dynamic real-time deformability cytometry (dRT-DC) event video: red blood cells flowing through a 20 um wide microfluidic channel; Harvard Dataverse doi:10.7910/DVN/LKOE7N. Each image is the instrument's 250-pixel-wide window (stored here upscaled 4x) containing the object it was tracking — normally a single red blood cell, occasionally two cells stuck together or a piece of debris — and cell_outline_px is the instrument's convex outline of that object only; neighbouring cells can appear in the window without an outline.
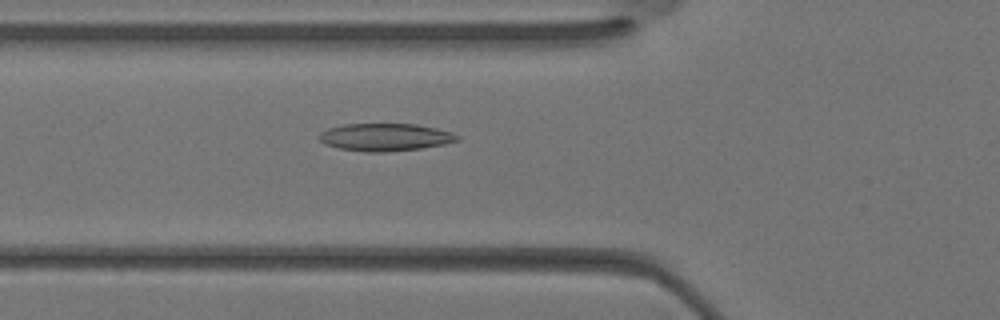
{"species": "Egyptian fruit bat (a non-hibernating species)", "species_latin": "Rousettus aegyptiacus", "temperature_condition": "warm", "stored_images_in_passage": 31, "camera_frame_rate_fps": 3000, "um_per_image_px": 0.085, "animal": {"sex": "female"}, "frame": {"image": 1, "passage_image": 10, "time_ms": 3.0, "image_size_px": [1000, 320], "cell_outline_px": [[460, 140], [444, 144], [420, 148], [384, 152], [364, 152], [340, 148], [324, 144], [316, 136], [320, 132], [328, 128], [344, 124], [416, 124], [436, 128], [452, 132], [460, 136]], "centroid_in_image_um": [32.72, 11.65], "position_along_channel_um": 93.1, "area_um2": 22.25}}
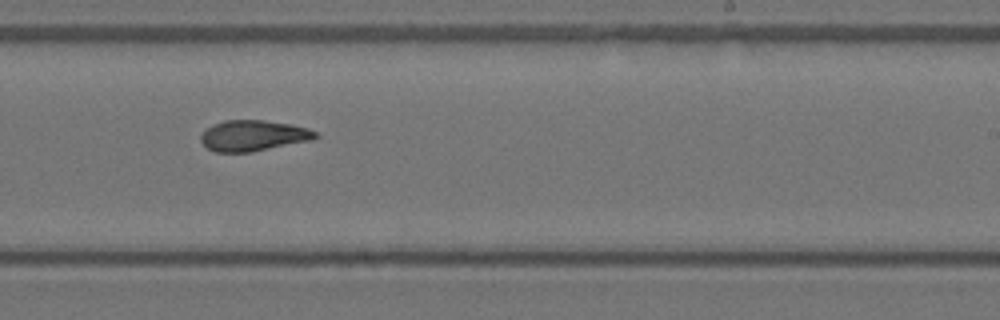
{"frame": {"image": 2, "passage_image": 19, "time_ms": 6.0, "image_size_px": [1000, 320], "cell_outline_px": [[320, 136], [312, 140], [252, 152], [216, 152], [208, 148], [200, 140], [200, 136], [212, 124], [224, 120], [264, 120], [292, 124], [308, 128], [316, 132]], "centroid_in_image_um": [21.55, 11.52], "position_along_channel_um": 267.4, "area_um2": 20.63}}
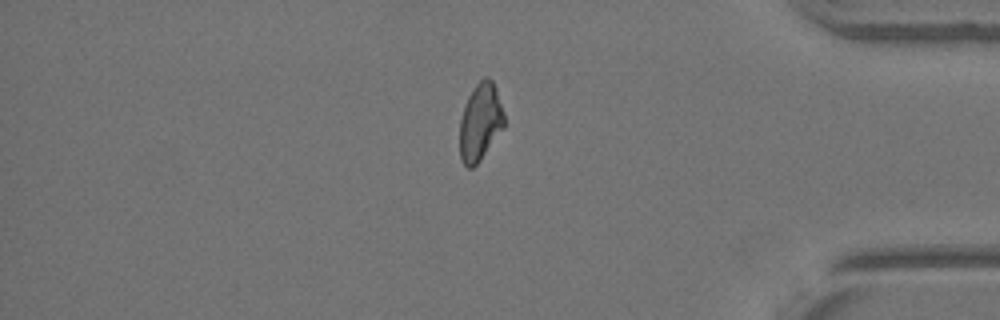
{"frame": {"image": 3, "passage_image": 27, "time_ms": 8.667, "image_size_px": [1000, 320], "cell_outline_px": [[504, 128], [480, 160], [472, 168], [468, 168], [464, 164], [460, 156], [460, 120], [464, 104], [468, 96], [476, 84], [484, 76], [488, 76], [492, 80], [496, 88], [504, 112]], "centroid_in_image_um": [40.83, 10.35], "position_along_channel_um": 394.4, "area_um2": 20.11}}